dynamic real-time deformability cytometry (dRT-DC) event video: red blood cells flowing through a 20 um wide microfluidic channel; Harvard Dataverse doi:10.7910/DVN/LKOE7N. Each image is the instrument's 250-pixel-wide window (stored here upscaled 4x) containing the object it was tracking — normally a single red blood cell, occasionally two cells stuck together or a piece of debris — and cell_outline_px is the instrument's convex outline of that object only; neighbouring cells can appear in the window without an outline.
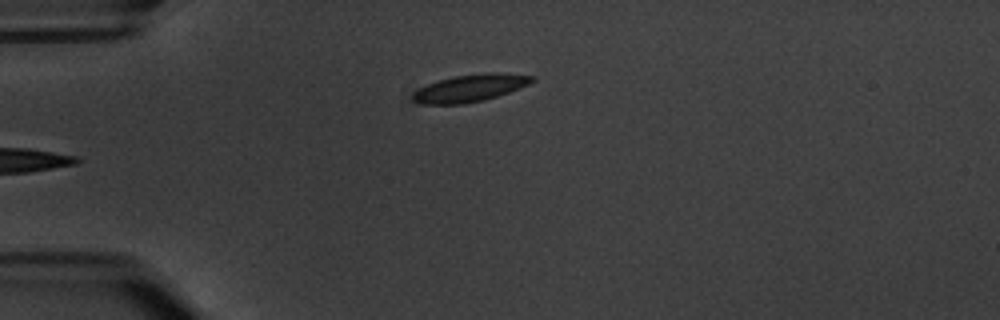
{"species": "common noctule bat (a hibernating species)", "species_latin": "Nyctalus noctula", "temperature_condition": "warm", "stored_images_in_passage": 6, "camera_frame_rate_fps": 3000, "um_per_image_px": 0.085, "animal": {"sex": "male", "body_mass_g": 20.1, "forearm_length_mm": 53.5}, "frame": {"image": 1, "passage_image": 3, "time_ms": 3.0, "image_size_px": [1000, 320], "cell_outline_px": [[536, 80], [520, 88], [484, 100], [464, 104], [420, 104], [412, 100], [412, 96], [420, 88], [428, 84], [440, 80], [456, 76], [484, 72], [500, 72], [536, 76]], "centroid_in_image_um": [40.01, 7.48], "position_along_channel_um": 45.0, "area_um2": 18.9}}